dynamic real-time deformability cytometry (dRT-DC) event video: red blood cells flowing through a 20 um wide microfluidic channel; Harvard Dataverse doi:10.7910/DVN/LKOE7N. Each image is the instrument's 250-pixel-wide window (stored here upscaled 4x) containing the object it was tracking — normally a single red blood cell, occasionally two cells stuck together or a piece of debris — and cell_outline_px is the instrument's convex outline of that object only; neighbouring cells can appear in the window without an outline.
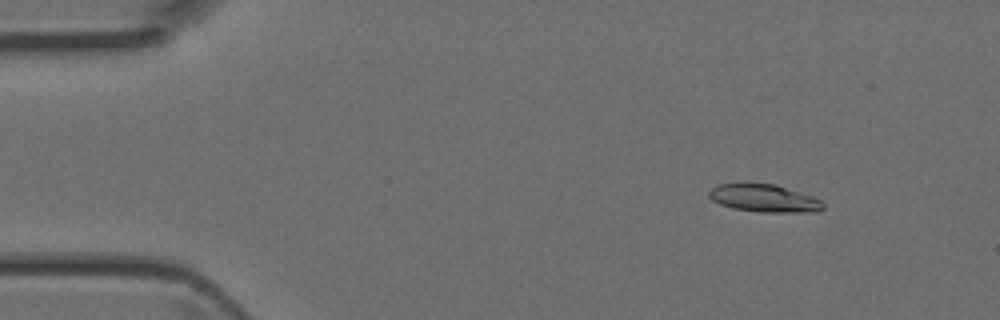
{"species": "Egyptian fruit bat (a non-hibernating species)", "species_latin": "Rousettus aegyptiacus", "temperature_condition": "room temperature", "stored_images_in_passage": 4, "camera_frame_rate_fps": 3000, "um_per_image_px": 0.085, "animal": {"sex": "female"}, "frame": {"image": 1, "passage_image": 2, "time_ms": 0.333, "image_size_px": [1000, 320], "cell_outline_px": [[824, 208], [820, 212], [760, 212], [732, 208], [720, 204], [712, 200], [708, 196], [708, 192], [716, 184], [776, 184], [812, 196], [820, 200], [824, 204]], "centroid_in_image_um": [64.97, 16.86], "position_along_channel_um": 20.0, "area_um2": 18.38}}
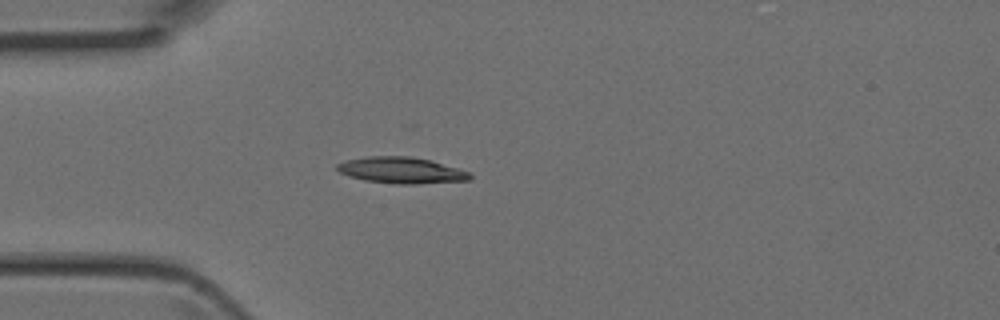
{"frame": {"image": 2, "passage_image": 4, "time_ms": 1.0, "image_size_px": [1000, 320], "cell_outline_px": [[472, 176], [468, 180], [416, 184], [396, 184], [364, 180], [348, 176], [340, 172], [336, 168], [336, 164], [344, 160], [368, 156], [408, 156], [432, 160], [468, 172]], "centroid_in_image_um": [34.06, 14.47], "position_along_channel_um": 50.9, "area_um2": 20.29}}